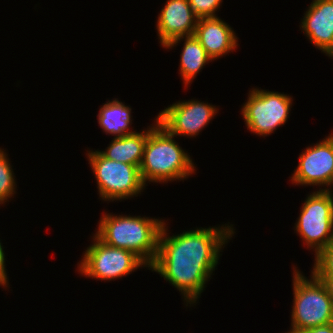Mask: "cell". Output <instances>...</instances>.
Segmentation results:
<instances>
[{
    "mask_svg": "<svg viewBox=\"0 0 333 333\" xmlns=\"http://www.w3.org/2000/svg\"><path fill=\"white\" fill-rule=\"evenodd\" d=\"M1 205H3V207H5V206H4L5 204H4L3 202L0 201V206H1Z\"/></svg>",
    "mask_w": 333,
    "mask_h": 333,
    "instance_id": "cb8c5ba5",
    "label": "cell"
},
{
    "mask_svg": "<svg viewBox=\"0 0 333 333\" xmlns=\"http://www.w3.org/2000/svg\"><path fill=\"white\" fill-rule=\"evenodd\" d=\"M236 35L233 27L220 17L199 18L194 32L213 61L237 50L239 37Z\"/></svg>",
    "mask_w": 333,
    "mask_h": 333,
    "instance_id": "4fadbf2b",
    "label": "cell"
},
{
    "mask_svg": "<svg viewBox=\"0 0 333 333\" xmlns=\"http://www.w3.org/2000/svg\"><path fill=\"white\" fill-rule=\"evenodd\" d=\"M155 117L150 124V133L144 147L143 159L139 167L141 178L146 186L148 183H171L187 180L196 174V166L192 156L182 149ZM147 183V184H146Z\"/></svg>",
    "mask_w": 333,
    "mask_h": 333,
    "instance_id": "7a4b0ae2",
    "label": "cell"
},
{
    "mask_svg": "<svg viewBox=\"0 0 333 333\" xmlns=\"http://www.w3.org/2000/svg\"><path fill=\"white\" fill-rule=\"evenodd\" d=\"M142 268L148 270L149 266L134 252L109 246L93 233L91 244L83 251L76 271L85 278L110 282Z\"/></svg>",
    "mask_w": 333,
    "mask_h": 333,
    "instance_id": "8992f818",
    "label": "cell"
},
{
    "mask_svg": "<svg viewBox=\"0 0 333 333\" xmlns=\"http://www.w3.org/2000/svg\"><path fill=\"white\" fill-rule=\"evenodd\" d=\"M293 265V305L290 330L285 333L306 330L333 323V303L327 289L312 272L308 279Z\"/></svg>",
    "mask_w": 333,
    "mask_h": 333,
    "instance_id": "277c9868",
    "label": "cell"
},
{
    "mask_svg": "<svg viewBox=\"0 0 333 333\" xmlns=\"http://www.w3.org/2000/svg\"><path fill=\"white\" fill-rule=\"evenodd\" d=\"M241 105L240 114L247 129L259 137H268L286 124L291 112L293 96L284 92L253 87Z\"/></svg>",
    "mask_w": 333,
    "mask_h": 333,
    "instance_id": "52a82bcc",
    "label": "cell"
},
{
    "mask_svg": "<svg viewBox=\"0 0 333 333\" xmlns=\"http://www.w3.org/2000/svg\"><path fill=\"white\" fill-rule=\"evenodd\" d=\"M327 289L328 295L333 303V278H318Z\"/></svg>",
    "mask_w": 333,
    "mask_h": 333,
    "instance_id": "7402d4cb",
    "label": "cell"
},
{
    "mask_svg": "<svg viewBox=\"0 0 333 333\" xmlns=\"http://www.w3.org/2000/svg\"><path fill=\"white\" fill-rule=\"evenodd\" d=\"M3 243L0 240V287L2 286L5 291L9 289V276L6 269V253L4 251ZM8 287V288H7Z\"/></svg>",
    "mask_w": 333,
    "mask_h": 333,
    "instance_id": "ffe728a7",
    "label": "cell"
},
{
    "mask_svg": "<svg viewBox=\"0 0 333 333\" xmlns=\"http://www.w3.org/2000/svg\"><path fill=\"white\" fill-rule=\"evenodd\" d=\"M86 158L96 179L99 199L113 202L140 196L146 189L136 165L105 158L98 150H86Z\"/></svg>",
    "mask_w": 333,
    "mask_h": 333,
    "instance_id": "5b68a950",
    "label": "cell"
},
{
    "mask_svg": "<svg viewBox=\"0 0 333 333\" xmlns=\"http://www.w3.org/2000/svg\"><path fill=\"white\" fill-rule=\"evenodd\" d=\"M150 133V125L133 134L125 135L119 138H112L105 150L98 151L110 160L140 167L147 136Z\"/></svg>",
    "mask_w": 333,
    "mask_h": 333,
    "instance_id": "2e32d148",
    "label": "cell"
},
{
    "mask_svg": "<svg viewBox=\"0 0 333 333\" xmlns=\"http://www.w3.org/2000/svg\"><path fill=\"white\" fill-rule=\"evenodd\" d=\"M181 41L184 43L180 53L179 75L183 80L184 89H188L206 64L214 62L207 54L199 40L194 36L180 37L169 42L164 48L173 49ZM190 85V86H189Z\"/></svg>",
    "mask_w": 333,
    "mask_h": 333,
    "instance_id": "5bb4252c",
    "label": "cell"
},
{
    "mask_svg": "<svg viewBox=\"0 0 333 333\" xmlns=\"http://www.w3.org/2000/svg\"><path fill=\"white\" fill-rule=\"evenodd\" d=\"M290 176L292 185L313 186L333 191V133L311 144L299 154V162ZM323 187V188H322ZM332 187V188H331Z\"/></svg>",
    "mask_w": 333,
    "mask_h": 333,
    "instance_id": "30bf717a",
    "label": "cell"
},
{
    "mask_svg": "<svg viewBox=\"0 0 333 333\" xmlns=\"http://www.w3.org/2000/svg\"><path fill=\"white\" fill-rule=\"evenodd\" d=\"M292 333H333V323L306 330L294 331Z\"/></svg>",
    "mask_w": 333,
    "mask_h": 333,
    "instance_id": "44dd1931",
    "label": "cell"
},
{
    "mask_svg": "<svg viewBox=\"0 0 333 333\" xmlns=\"http://www.w3.org/2000/svg\"><path fill=\"white\" fill-rule=\"evenodd\" d=\"M223 0H189L194 14L198 18L218 17Z\"/></svg>",
    "mask_w": 333,
    "mask_h": 333,
    "instance_id": "d6986e66",
    "label": "cell"
},
{
    "mask_svg": "<svg viewBox=\"0 0 333 333\" xmlns=\"http://www.w3.org/2000/svg\"><path fill=\"white\" fill-rule=\"evenodd\" d=\"M333 191L317 190L308 194L294 224L295 233L302 244L316 256L323 248L333 244Z\"/></svg>",
    "mask_w": 333,
    "mask_h": 333,
    "instance_id": "ba28073f",
    "label": "cell"
},
{
    "mask_svg": "<svg viewBox=\"0 0 333 333\" xmlns=\"http://www.w3.org/2000/svg\"><path fill=\"white\" fill-rule=\"evenodd\" d=\"M167 220L159 234L158 253L149 270L156 272L194 307L214 275L225 245L236 234L234 224L196 227L170 235Z\"/></svg>",
    "mask_w": 333,
    "mask_h": 333,
    "instance_id": "6da1fadb",
    "label": "cell"
},
{
    "mask_svg": "<svg viewBox=\"0 0 333 333\" xmlns=\"http://www.w3.org/2000/svg\"><path fill=\"white\" fill-rule=\"evenodd\" d=\"M198 19L189 0H166L155 26L160 46L164 48L174 39L194 35Z\"/></svg>",
    "mask_w": 333,
    "mask_h": 333,
    "instance_id": "8fae6325",
    "label": "cell"
},
{
    "mask_svg": "<svg viewBox=\"0 0 333 333\" xmlns=\"http://www.w3.org/2000/svg\"><path fill=\"white\" fill-rule=\"evenodd\" d=\"M101 214L94 234L109 246L134 252L150 267L158 253L159 234L165 219Z\"/></svg>",
    "mask_w": 333,
    "mask_h": 333,
    "instance_id": "3957f363",
    "label": "cell"
},
{
    "mask_svg": "<svg viewBox=\"0 0 333 333\" xmlns=\"http://www.w3.org/2000/svg\"><path fill=\"white\" fill-rule=\"evenodd\" d=\"M131 113L133 112L130 105L119 101L118 98H113L100 107L97 122L106 135H112L114 138L123 137L136 132L134 127L132 129L133 116Z\"/></svg>",
    "mask_w": 333,
    "mask_h": 333,
    "instance_id": "9a60e30c",
    "label": "cell"
},
{
    "mask_svg": "<svg viewBox=\"0 0 333 333\" xmlns=\"http://www.w3.org/2000/svg\"><path fill=\"white\" fill-rule=\"evenodd\" d=\"M314 257L310 270L317 278H333V244L323 248Z\"/></svg>",
    "mask_w": 333,
    "mask_h": 333,
    "instance_id": "ac0fdd59",
    "label": "cell"
},
{
    "mask_svg": "<svg viewBox=\"0 0 333 333\" xmlns=\"http://www.w3.org/2000/svg\"><path fill=\"white\" fill-rule=\"evenodd\" d=\"M6 149L0 147V201L6 204L13 200L17 194V183L12 163L6 153Z\"/></svg>",
    "mask_w": 333,
    "mask_h": 333,
    "instance_id": "e0dca14e",
    "label": "cell"
},
{
    "mask_svg": "<svg viewBox=\"0 0 333 333\" xmlns=\"http://www.w3.org/2000/svg\"><path fill=\"white\" fill-rule=\"evenodd\" d=\"M300 22V29L323 54L333 48V0H313Z\"/></svg>",
    "mask_w": 333,
    "mask_h": 333,
    "instance_id": "7c38bea8",
    "label": "cell"
},
{
    "mask_svg": "<svg viewBox=\"0 0 333 333\" xmlns=\"http://www.w3.org/2000/svg\"><path fill=\"white\" fill-rule=\"evenodd\" d=\"M325 55L328 56V58L333 59V48Z\"/></svg>",
    "mask_w": 333,
    "mask_h": 333,
    "instance_id": "603a6c76",
    "label": "cell"
},
{
    "mask_svg": "<svg viewBox=\"0 0 333 333\" xmlns=\"http://www.w3.org/2000/svg\"><path fill=\"white\" fill-rule=\"evenodd\" d=\"M219 107L212 103L192 98L179 100L161 110L157 116L158 123L171 135L196 138L219 114Z\"/></svg>",
    "mask_w": 333,
    "mask_h": 333,
    "instance_id": "9c48e42d",
    "label": "cell"
}]
</instances>
